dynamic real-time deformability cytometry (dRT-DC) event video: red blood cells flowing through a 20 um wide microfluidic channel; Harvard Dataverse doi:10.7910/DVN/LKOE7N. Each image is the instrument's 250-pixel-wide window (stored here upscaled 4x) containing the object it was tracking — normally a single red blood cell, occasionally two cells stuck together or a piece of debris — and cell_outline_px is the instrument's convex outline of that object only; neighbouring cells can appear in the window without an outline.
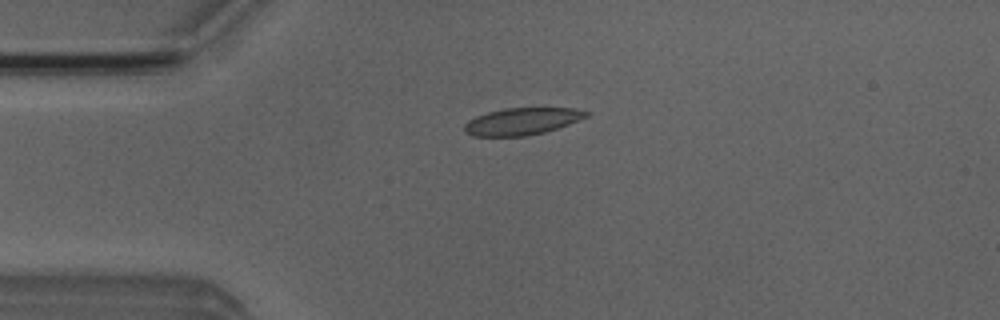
{"species": "Egyptian fruit bat (a non-hibernating species)", "species_latin": "Rousettus aegyptiacus", "temperature_condition": "room temperature", "stored_images_in_passage": 5, "camera_frame_rate_fps": 3000, "um_per_image_px": 0.085, "animal": {"sex": "male"}, "frame": {"image": 1, "passage_image": 4, "time_ms": 3.667, "image_size_px": [1000, 320], "cell_outline_px": [[588, 116], [568, 124], [544, 132], [528, 136], [472, 136], [464, 132], [464, 124], [468, 120], [476, 116], [488, 112], [504, 108], [576, 108], [588, 112]], "centroid_in_image_um": [44.33, 10.31], "position_along_channel_um": 40.7, "area_um2": 19.13}}